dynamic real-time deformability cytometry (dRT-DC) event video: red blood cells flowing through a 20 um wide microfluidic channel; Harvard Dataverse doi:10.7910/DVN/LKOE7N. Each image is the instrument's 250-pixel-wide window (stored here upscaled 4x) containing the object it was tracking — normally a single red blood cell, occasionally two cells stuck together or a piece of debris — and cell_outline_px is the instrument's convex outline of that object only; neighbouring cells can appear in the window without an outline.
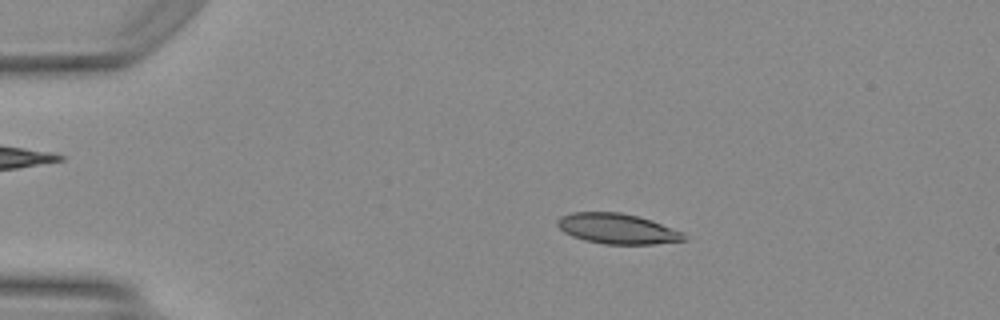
{"species": "Egyptian fruit bat (a non-hibernating species)", "species_latin": "Rousettus aegyptiacus", "temperature_condition": "warm", "stored_images_in_passage": 41, "camera_frame_rate_fps": 3000, "um_per_image_px": 0.085, "animal": {"sex": "female"}, "frame": {"image": 1, "passage_image": 2, "time_ms": 0.333, "image_size_px": [1000, 320], "cell_outline_px": [[688, 240], [652, 244], [604, 244], [584, 240], [572, 236], [564, 232], [556, 224], [556, 220], [560, 216], [572, 212], [620, 212], [652, 220], [684, 232], [688, 236]], "centroid_in_image_um": [52.49, 19.44], "position_along_channel_um": 32.5, "area_um2": 22.54}}
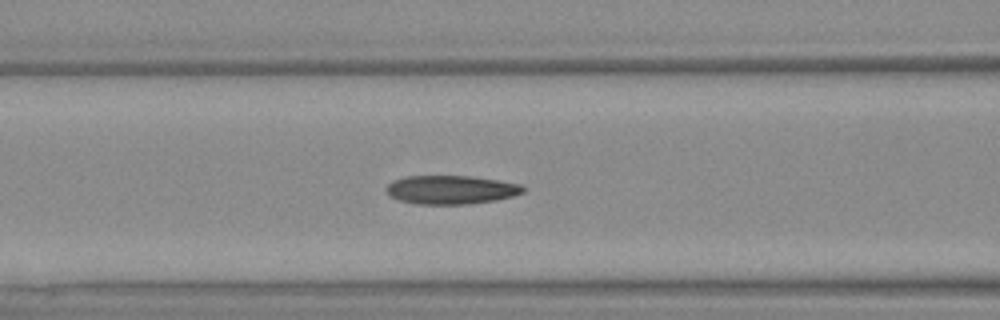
{"frame": {"image": 2, "passage_image": 13, "time_ms": 4.0, "image_size_px": [1000, 320], "cell_outline_px": [[528, 188], [524, 192], [512, 196], [496, 200], [468, 204], [416, 204], [400, 200], [392, 196], [384, 188], [392, 180], [404, 176], [472, 176], [520, 184]], "centroid_in_image_um": [38.34, 16.12], "position_along_channel_um": 128.3, "area_um2": 22.89}}
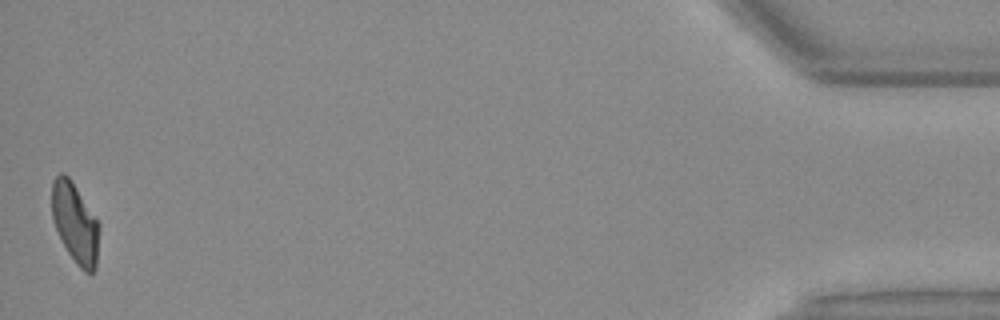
{"frame": {"image": 3, "passage_image": 41, "time_ms": 13.333, "image_size_px": [1000, 320], "cell_outline_px": [[100, 224], [96, 268], [92, 272], [84, 272], [76, 264], [68, 252], [52, 220], [52, 180], [60, 172], [64, 172], [68, 176]], "centroid_in_image_um": [6.38, 18.96], "position_along_channel_um": 428.8, "area_um2": 21.91}, "authors_computed_cell_mechanics": {"area_um2": 23.0044, "velocity_mm_per_s": 4.1751, "shape_relaxation_time_tau1_ms": 9.4786, "shape_relaxation_time_tau2_ms": 2.1706, "deformation_change_tau1": 0.2753, "deformation_change_tau2": 0.0863}}